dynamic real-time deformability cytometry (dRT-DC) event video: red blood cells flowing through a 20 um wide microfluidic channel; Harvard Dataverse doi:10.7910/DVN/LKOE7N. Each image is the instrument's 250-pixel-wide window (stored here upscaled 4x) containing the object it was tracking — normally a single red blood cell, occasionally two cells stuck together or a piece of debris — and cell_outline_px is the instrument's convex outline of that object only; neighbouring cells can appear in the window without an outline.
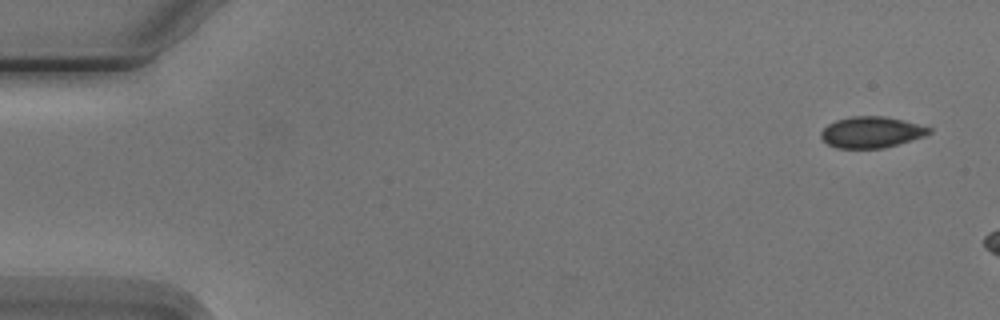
{"species": "Egyptian fruit bat (a non-hibernating species)", "species_latin": "Rousettus aegyptiacus", "temperature_condition": "cold", "stored_images_in_passage": 3, "camera_frame_rate_fps": 3000, "um_per_image_px": 0.085, "animal": {"sex": "male"}, "frame": {"image": 1, "passage_image": 1, "time_ms": 0.0, "image_size_px": [1000, 320], "cell_outline_px": [[932, 132], [924, 136], [884, 148], [836, 148], [828, 144], [820, 136], [820, 132], [828, 124], [836, 120], [852, 116], [884, 116], [904, 120], [932, 128]], "centroid_in_image_um": [74.07, 11.23], "position_along_channel_um": 10.9, "area_um2": 19.59}}